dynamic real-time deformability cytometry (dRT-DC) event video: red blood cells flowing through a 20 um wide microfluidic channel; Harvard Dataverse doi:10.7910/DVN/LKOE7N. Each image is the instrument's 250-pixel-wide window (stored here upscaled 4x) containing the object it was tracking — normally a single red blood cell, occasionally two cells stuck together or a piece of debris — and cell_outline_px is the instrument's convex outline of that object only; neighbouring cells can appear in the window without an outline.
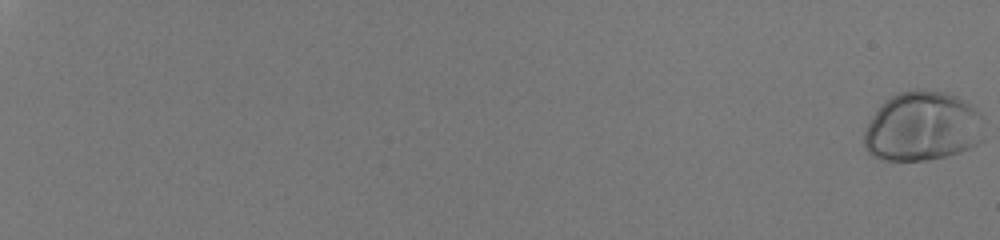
{"species": "human", "species_latin": "Homo sapiens", "temperature_condition": "room temperature", "stored_images_in_passage": 58, "camera_frame_rate_fps": 3000, "um_per_image_px": 0.085, "donor": {"sex": "male"}, "frame": {"image": 1, "passage_image": 1, "time_ms": 0.0, "image_size_px": [1000, 240], "cell_outline_px": [[984, 140], [968, 148], [948, 156], [928, 160], [884, 160], [872, 156], [864, 148], [864, 132], [872, 116], [892, 96], [900, 92], [916, 88], [920, 88], [944, 92], [956, 96], [976, 108], [980, 116]], "centroid_in_image_um": [78.41, 10.76], "position_along_channel_um": 6.6, "area_um2": 48.49}}
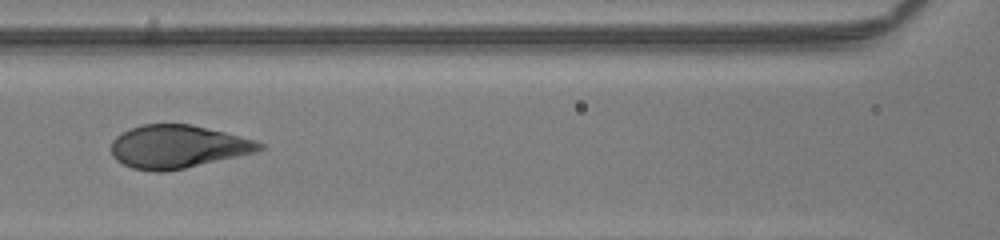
{"frame": {"image": 2, "passage_image": 34, "time_ms": 11.0, "image_size_px": [1000, 240], "cell_outline_px": [[264, 148], [256, 152], [184, 168], [164, 172], [156, 172], [132, 168], [116, 160], [112, 156], [112, 140], [116, 136], [132, 128], [144, 124], [192, 124], [256, 140], [264, 144]], "centroid_in_image_um": [15.11, 12.47], "position_along_channel_um": 151.5, "area_um2": 36.99}}
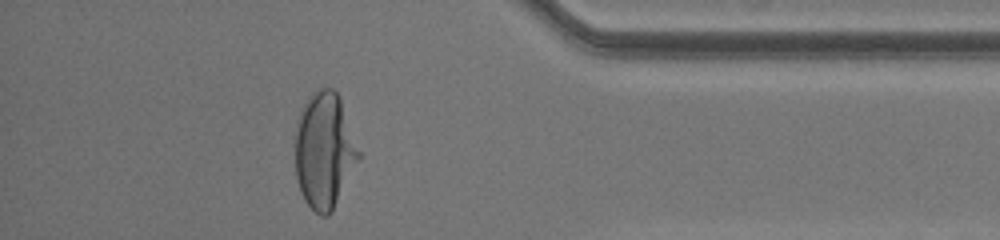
{"frame": {"image": 3, "passage_image": 54, "time_ms": 17.667, "image_size_px": [1000, 240], "cell_outline_px": [[360, 156], [332, 212], [328, 216], [320, 216], [304, 200], [300, 192], [296, 176], [296, 120], [300, 108], [308, 96], [320, 88], [332, 88], [336, 92], [340, 100], [360, 152]], "centroid_in_image_um": [27.54, 12.79], "position_along_channel_um": 407.7, "area_um2": 42.54}, "authors_computed_cell_mechanics": {"area_um2": 41.1536, "velocity_mm_per_s": 4.0696, "shape_relaxation_time_tau1_ms": 3.7582, "shape_relaxation_time_tau2_ms": null, "deformation_change_tau1": 0.2197, "deformation_change_tau2": null}}